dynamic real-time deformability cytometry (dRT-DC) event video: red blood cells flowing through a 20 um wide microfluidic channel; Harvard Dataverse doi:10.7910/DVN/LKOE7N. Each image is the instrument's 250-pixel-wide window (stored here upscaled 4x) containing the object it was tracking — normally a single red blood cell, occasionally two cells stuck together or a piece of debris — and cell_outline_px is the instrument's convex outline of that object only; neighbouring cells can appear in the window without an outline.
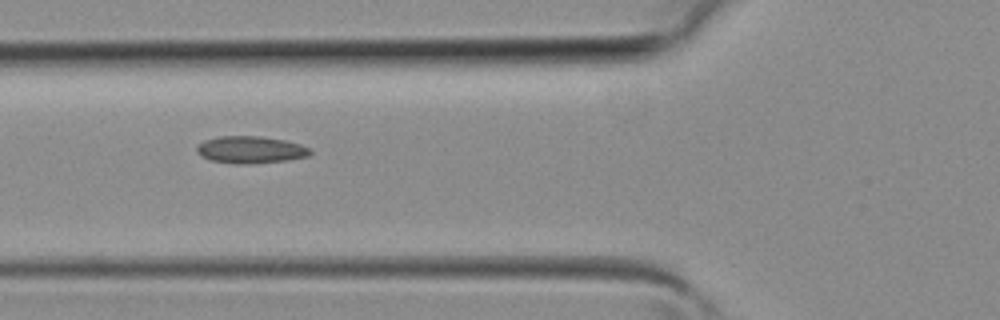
{"species": "common noctule bat (a hibernating species)", "species_latin": "Nyctalus noctula", "temperature_condition": "room temperature", "stored_images_in_passage": 28, "camera_frame_rate_fps": 3000, "um_per_image_px": 0.085, "animal": {"sex": "female", "body_mass_g": 19.3, "forearm_length_mm": 54.1}, "frame": {"image": 1, "passage_image": 3, "time_ms": 0.667, "image_size_px": [1000, 320], "cell_outline_px": [[312, 152], [308, 156], [288, 160], [248, 164], [236, 164], [212, 160], [196, 152], [196, 148], [204, 140], [220, 136], [260, 136], [284, 140], [300, 144], [312, 148]], "centroid_in_image_um": [21.34, 12.72], "position_along_channel_um": 104.5, "area_um2": 17.86}}
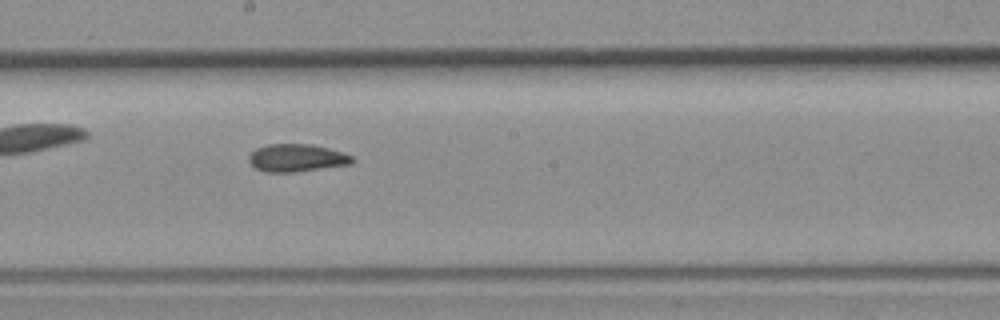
{"frame": {"image": 2, "passage_image": 10, "time_ms": 3.0, "image_size_px": [1000, 320], "cell_outline_px": [[356, 160], [352, 164], [296, 172], [264, 172], [256, 168], [248, 160], [248, 156], [256, 148], [268, 144], [312, 144], [344, 152], [352, 156]], "centroid_in_image_um": [25.25, 13.42], "position_along_channel_um": 223.0, "area_um2": 16.82}}
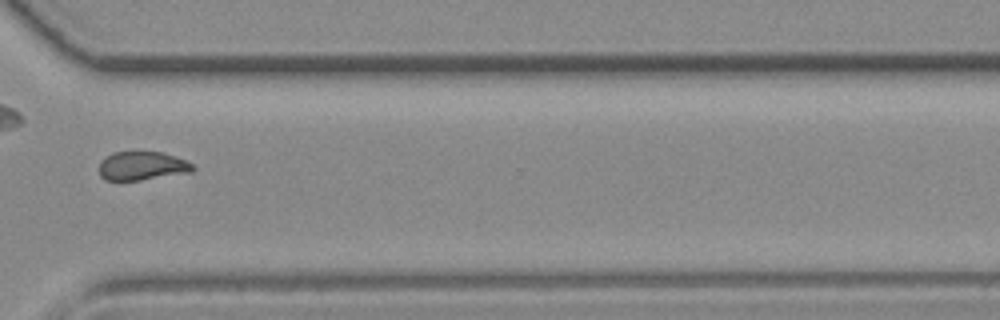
{"frame": {"image": 3, "passage_image": 18, "time_ms": 5.667, "image_size_px": [1000, 320], "cell_outline_px": [[196, 168], [192, 172], [140, 180], [104, 180], [100, 176], [100, 160], [104, 156], [112, 152], [164, 152], [176, 156], [192, 164]], "centroid_in_image_um": [12.07, 14.09], "position_along_channel_um": 358.5, "area_um2": 15.78}}